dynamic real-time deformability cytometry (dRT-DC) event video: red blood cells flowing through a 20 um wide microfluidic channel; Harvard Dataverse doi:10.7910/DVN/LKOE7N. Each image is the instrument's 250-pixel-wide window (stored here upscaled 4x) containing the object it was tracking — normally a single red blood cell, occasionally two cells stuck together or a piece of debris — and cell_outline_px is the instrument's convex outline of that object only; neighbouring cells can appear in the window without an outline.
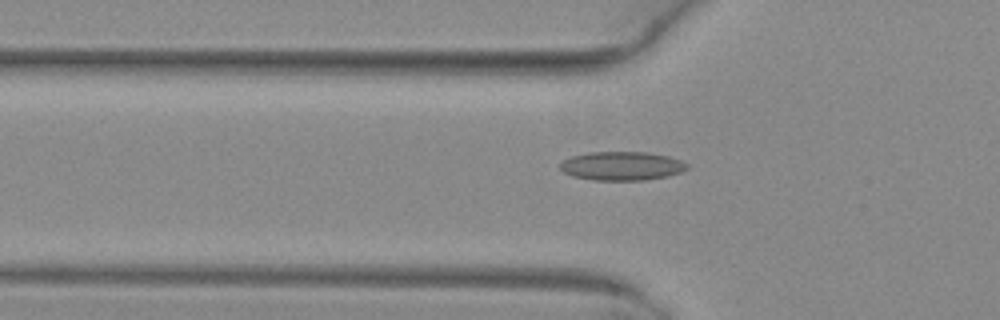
{"species": "common noctule bat (a hibernating species)", "species_latin": "Nyctalus noctula", "temperature_condition": "warm", "stored_images_in_passage": 4, "segment_of_instrument_passage": [2, 2], "camera_frame_rate_fps": 3000, "um_per_image_px": 0.085, "animal": {"sex": "female", "body_mass_g": 29.2, "forearm_length_mm": 56.3}, "frame": {"image": 1, "passage_image": 4, "time_ms": 1.0, "image_size_px": [1000, 320], "cell_outline_px": [[688, 168], [680, 172], [668, 176], [644, 180], [592, 180], [572, 176], [564, 172], [560, 168], [560, 164], [564, 160], [572, 156], [588, 152], [648, 152], [668, 156], [680, 160], [688, 164]], "centroid_in_image_um": [52.85, 14.1], "position_along_channel_um": 72.9, "area_um2": 21.27}}